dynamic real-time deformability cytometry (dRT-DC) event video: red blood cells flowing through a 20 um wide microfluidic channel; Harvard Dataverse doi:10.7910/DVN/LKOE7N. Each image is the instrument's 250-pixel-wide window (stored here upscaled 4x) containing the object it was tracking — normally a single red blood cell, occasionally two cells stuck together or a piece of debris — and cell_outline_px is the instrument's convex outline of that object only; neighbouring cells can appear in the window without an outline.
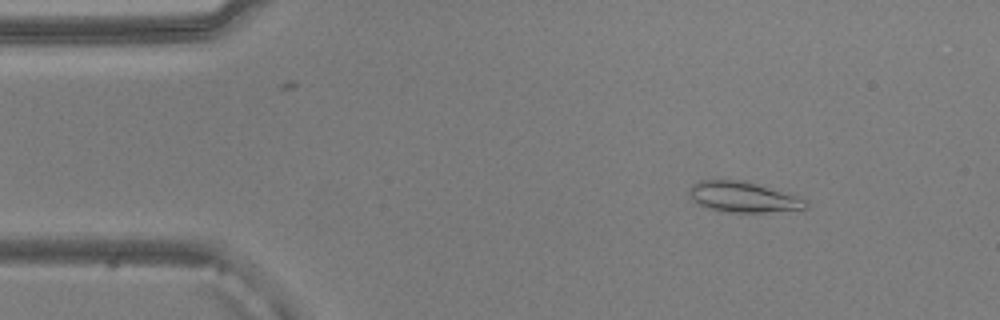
{"species": "common noctule bat (a hibernating species)", "species_latin": "Nyctalus noctula", "temperature_condition": "warm", "stored_images_in_passage": 10, "camera_frame_rate_fps": 3000, "um_per_image_px": 0.085, "animal": {"sex": "male", "body_mass_g": 20.5, "forearm_length_mm": 52.5}, "frame": {"image": 1, "passage_image": 7, "time_ms": 2.0, "image_size_px": [1000, 320], "cell_outline_px": [[808, 208], [760, 212], [728, 212], [712, 208], [700, 204], [692, 196], [688, 188], [692, 184], [700, 180], [744, 180], [808, 200]], "centroid_in_image_um": [63.18, 16.73], "position_along_channel_um": 21.8, "area_um2": 20.11}}